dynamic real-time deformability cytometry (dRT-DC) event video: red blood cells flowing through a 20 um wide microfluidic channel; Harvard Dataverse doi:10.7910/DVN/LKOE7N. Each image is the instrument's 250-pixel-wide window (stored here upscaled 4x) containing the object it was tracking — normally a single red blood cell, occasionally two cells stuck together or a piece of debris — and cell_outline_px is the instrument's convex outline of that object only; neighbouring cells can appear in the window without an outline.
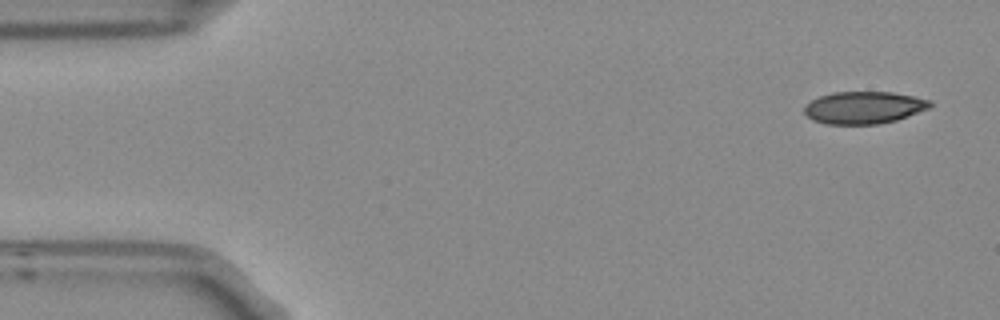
{"species": "Egyptian fruit bat (a non-hibernating species)", "species_latin": "Rousettus aegyptiacus", "temperature_condition": "room temperature", "stored_images_in_passage": 5, "camera_frame_rate_fps": 3000, "um_per_image_px": 0.085, "frame": {"image": 1, "passage_image": 1, "time_ms": 0.0, "image_size_px": [1000, 320], "cell_outline_px": [[932, 104], [928, 108], [908, 116], [896, 120], [880, 124], [824, 124], [812, 120], [804, 112], [804, 104], [820, 96], [832, 92], [892, 92], [932, 100]], "centroid_in_image_um": [73.4, 9.14], "position_along_channel_um": 11.6, "area_um2": 23.7}}